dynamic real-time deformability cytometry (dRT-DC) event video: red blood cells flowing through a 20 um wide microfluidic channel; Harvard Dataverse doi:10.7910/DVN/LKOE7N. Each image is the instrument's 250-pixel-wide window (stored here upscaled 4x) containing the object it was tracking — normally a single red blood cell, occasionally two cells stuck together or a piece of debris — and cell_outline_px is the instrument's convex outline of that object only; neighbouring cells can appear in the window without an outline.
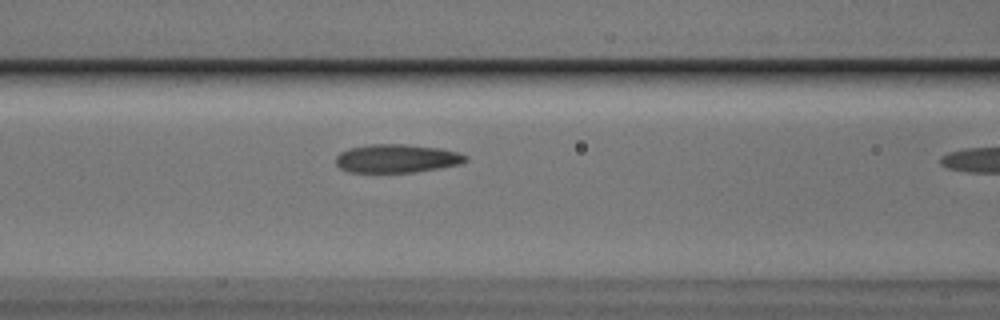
{"species": "Egyptian fruit bat (a non-hibernating species)", "species_latin": "Rousettus aegyptiacus", "temperature_condition": "cold", "stored_images_in_passage": 11, "camera_frame_rate_fps": 3000, "um_per_image_px": 0.085, "animal": {"sex": "male"}, "frame": {"image": 1, "passage_image": 10, "time_ms": 3.0, "image_size_px": [1000, 320], "cell_outline_px": [[468, 160], [460, 164], [440, 168], [416, 172], [348, 172], [340, 168], [336, 164], [336, 156], [340, 152], [348, 148], [372, 144], [404, 144], [440, 148], [456, 152], [468, 156]], "centroid_in_image_um": [33.72, 13.47], "position_along_channel_um": 132.9, "area_um2": 21.56}}